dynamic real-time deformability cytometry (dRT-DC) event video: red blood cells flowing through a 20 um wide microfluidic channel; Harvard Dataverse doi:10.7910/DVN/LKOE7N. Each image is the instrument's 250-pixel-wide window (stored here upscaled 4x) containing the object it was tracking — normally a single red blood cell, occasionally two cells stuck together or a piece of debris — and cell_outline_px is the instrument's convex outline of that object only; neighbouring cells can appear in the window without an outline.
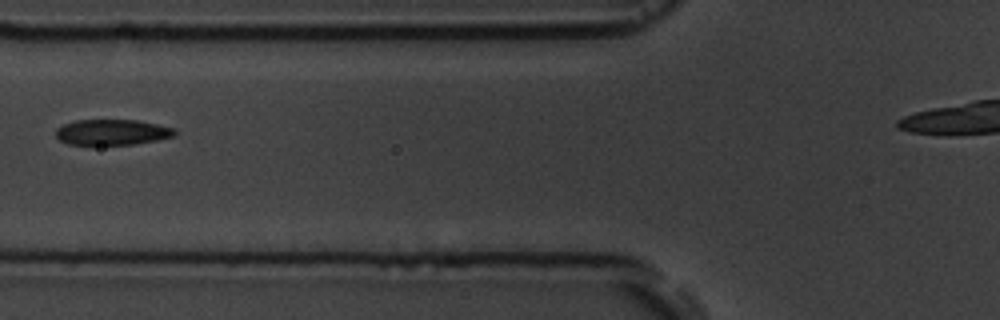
{"species": "common noctule bat (a hibernating species)", "species_latin": "Nyctalus noctula", "temperature_condition": "room temperature", "stored_images_in_passage": 6, "segment_of_instrument_passage": [1, 2], "camera_frame_rate_fps": 3000, "um_per_image_px": 0.085, "animal": {"sex": "male", "body_mass_g": 19.5, "forearm_length_mm": 54.6}, "frame": {"image": 1, "passage_image": 4, "time_ms": 3.333, "image_size_px": [1000, 320], "cell_outline_px": [[176, 132], [172, 136], [156, 140], [136, 144], [68, 144], [60, 140], [56, 136], [56, 128], [64, 124], [76, 120], [136, 120], [176, 128]], "centroid_in_image_um": [9.52, 11.23], "position_along_channel_um": 116.3, "area_um2": 17.57}}
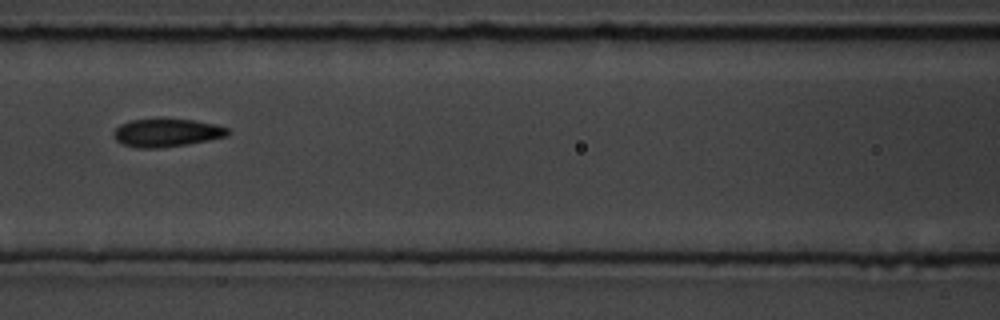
{"frame": {"image": 2, "passage_image": 5, "time_ms": 4.333, "image_size_px": [1000, 320], "cell_outline_px": [[228, 136], [208, 140], [160, 148], [140, 148], [124, 144], [116, 140], [112, 136], [112, 132], [120, 124], [132, 120], [160, 116], [192, 120], [216, 124], [228, 128]], "centroid_in_image_um": [14.13, 11.24], "position_along_channel_um": 152.5, "area_um2": 19.13}}